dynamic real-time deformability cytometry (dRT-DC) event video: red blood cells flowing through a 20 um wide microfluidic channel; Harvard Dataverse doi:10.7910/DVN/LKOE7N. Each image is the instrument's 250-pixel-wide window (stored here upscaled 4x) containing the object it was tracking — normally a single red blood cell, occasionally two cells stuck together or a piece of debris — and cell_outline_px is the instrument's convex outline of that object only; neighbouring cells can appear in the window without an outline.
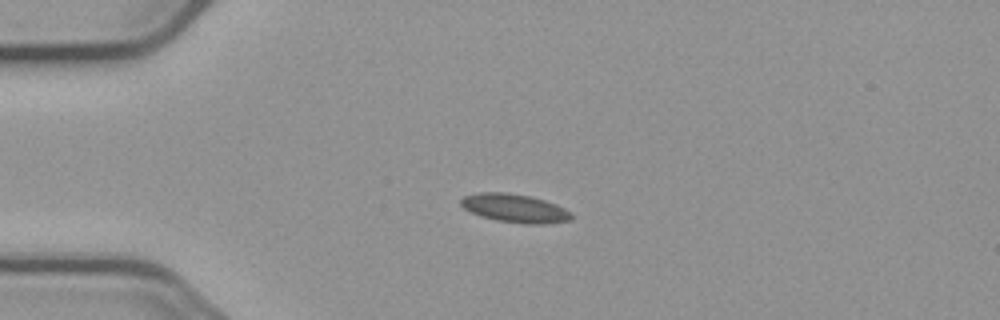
{"species": "common noctule bat (a hibernating species)", "species_latin": "Nyctalus noctula", "temperature_condition": "cold", "stored_images_in_passage": 6, "segment_of_instrument_passage": [1, 2], "camera_frame_rate_fps": 3000, "um_per_image_px": 0.085, "animal": {"sex": "male", "body_mass_g": 23.1, "forearm_length_mm": 52.7}, "frame": {"image": 1, "passage_image": 4, "time_ms": 6.0, "image_size_px": [1000, 320], "cell_outline_px": [[572, 220], [544, 224], [524, 224], [496, 220], [480, 216], [464, 208], [460, 204], [460, 200], [464, 196], [480, 192], [508, 192], [532, 196], [556, 204], [572, 212]], "centroid_in_image_um": [43.78, 17.7], "position_along_channel_um": 41.2, "area_um2": 18.5}}